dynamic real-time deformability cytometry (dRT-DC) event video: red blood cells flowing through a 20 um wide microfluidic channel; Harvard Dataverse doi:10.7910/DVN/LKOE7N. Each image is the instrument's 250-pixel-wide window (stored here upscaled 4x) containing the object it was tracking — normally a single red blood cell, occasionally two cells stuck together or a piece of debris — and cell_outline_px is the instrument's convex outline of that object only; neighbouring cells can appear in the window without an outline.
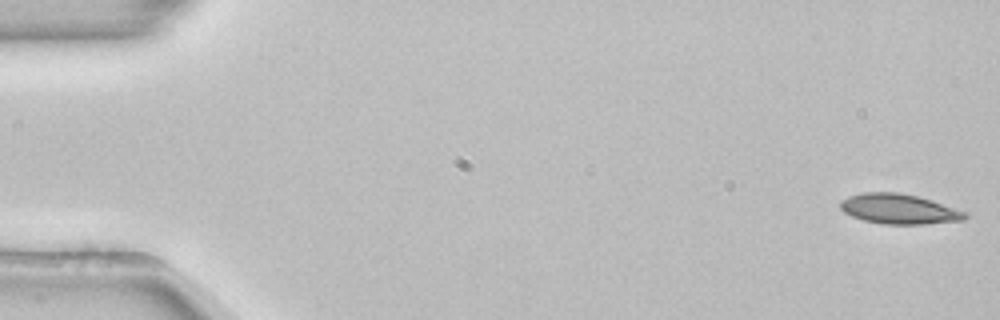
{"species": "common noctule bat (a hibernating species)", "species_latin": "Nyctalus noctula", "temperature_condition": "room temperature", "stored_images_in_passage": 53, "camera_frame_rate_fps": 3000, "um_per_image_px": 0.085, "animal": {"sex": "female", "body_mass_g": 22.7, "forearm_length_mm": 54.2}, "frame": {"image": 1, "passage_image": 1, "time_ms": 0.0, "image_size_px": [1000, 320], "cell_outline_px": [[968, 216], [964, 220], [924, 224], [884, 224], [864, 220], [852, 216], [844, 212], [840, 208], [840, 200], [848, 196], [864, 192], [900, 192], [932, 200], [968, 212]], "centroid_in_image_um": [76.43, 17.76], "position_along_channel_um": 8.6, "area_um2": 21.91}}
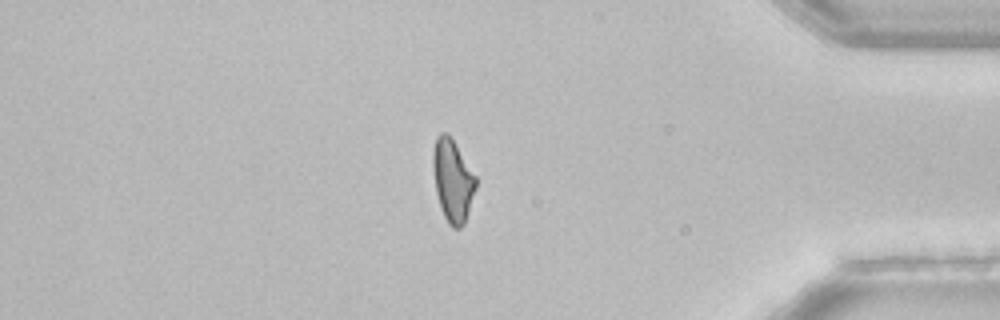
{"frame": {"image": 2, "passage_image": 45, "time_ms": 14.667, "image_size_px": [1000, 320], "cell_outline_px": [[476, 188], [464, 224], [460, 228], [452, 228], [448, 224], [440, 208], [436, 192], [432, 168], [432, 152], [436, 136], [440, 132], [448, 132], [476, 176]], "centroid_in_image_um": [38.45, 15.32], "position_along_channel_um": 396.7, "area_um2": 20.75}}
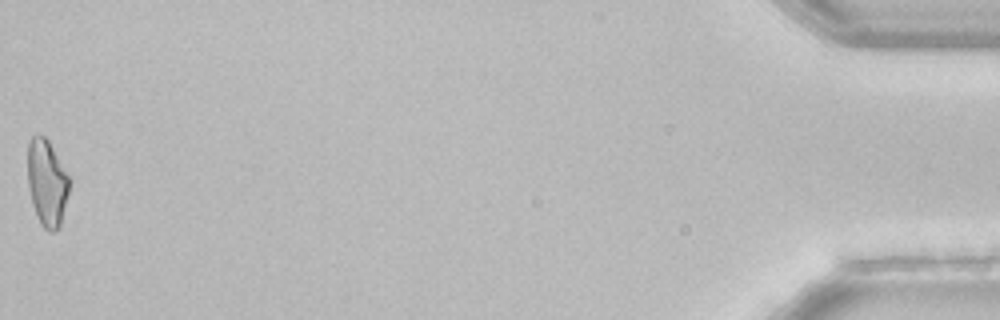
{"frame": {"image": 3, "passage_image": 53, "time_ms": 17.333, "image_size_px": [1000, 320], "cell_outline_px": [[68, 192], [60, 228], [52, 232], [48, 232], [40, 224], [28, 188], [28, 144], [32, 136], [44, 136], [48, 140], [68, 176]], "centroid_in_image_um": [3.98, 15.57], "position_along_channel_um": 431.2, "area_um2": 20.52}, "authors_computed_cell_mechanics": {"area_um2": 21.7328, "velocity_mm_per_s": 3.8798, "shape_relaxation_time_tau1_ms": 6.3004, "shape_relaxation_time_tau2_ms": null, "deformation_change_tau1": 0.1532, "deformation_change_tau2": null}}